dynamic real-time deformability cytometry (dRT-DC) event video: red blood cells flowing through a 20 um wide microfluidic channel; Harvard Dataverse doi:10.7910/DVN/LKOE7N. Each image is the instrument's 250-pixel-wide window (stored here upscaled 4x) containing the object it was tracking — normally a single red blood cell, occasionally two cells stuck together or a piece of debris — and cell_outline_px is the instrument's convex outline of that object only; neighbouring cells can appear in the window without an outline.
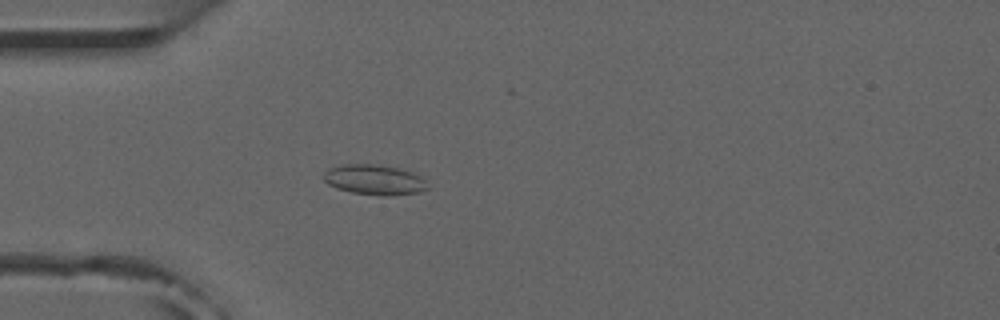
{"species": "common noctule bat (a hibernating species)", "species_latin": "Nyctalus noctula", "temperature_condition": "room temperature", "stored_images_in_passage": 55, "camera_frame_rate_fps": 3000, "um_per_image_px": 0.085, "animal": {"sex": "male", "forearm_length_mm": 52.5}, "frame": {"image": 1, "passage_image": 16, "time_ms": 5.0, "image_size_px": [1000, 320], "cell_outline_px": [[428, 188], [420, 192], [388, 196], [352, 192], [336, 188], [328, 184], [324, 180], [324, 172], [328, 168], [344, 164], [372, 164], [396, 168], [412, 172], [420, 176], [424, 180]], "centroid_in_image_um": [31.8, 15.28], "position_along_channel_um": 53.2, "area_um2": 18.03}}
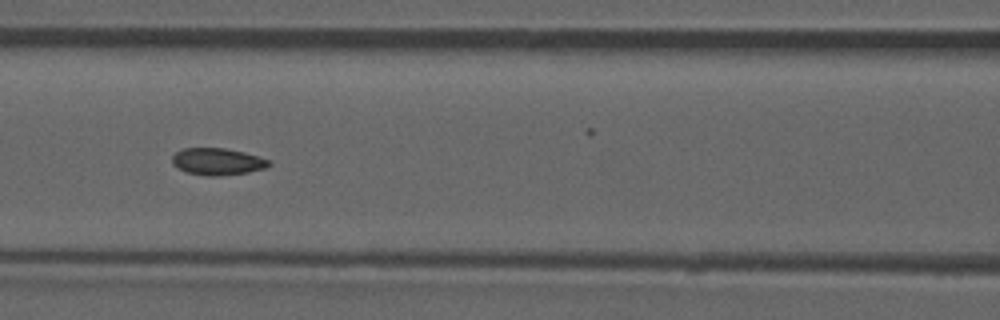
{"frame": {"image": 2, "passage_image": 24, "time_ms": 7.667, "image_size_px": [1000, 320], "cell_outline_px": [[272, 164], [264, 168], [248, 172], [216, 176], [204, 176], [188, 172], [176, 168], [172, 164], [172, 156], [176, 152], [184, 148], [224, 148], [244, 152], [260, 156], [272, 160]], "centroid_in_image_um": [18.5, 13.73], "position_along_channel_um": 148.1, "area_um2": 15.32}, "authors_computed_cell_mechanics": {"area_um2": 15.2592, "velocity_mm_per_s": 3.8532, "shape_relaxation_time_tau1_ms": 10.3815, "shape_relaxation_time_tau2_ms": 1.9383, "deformation_change_tau1": 0.1556, "deformation_change_tau2": 0.0553}}